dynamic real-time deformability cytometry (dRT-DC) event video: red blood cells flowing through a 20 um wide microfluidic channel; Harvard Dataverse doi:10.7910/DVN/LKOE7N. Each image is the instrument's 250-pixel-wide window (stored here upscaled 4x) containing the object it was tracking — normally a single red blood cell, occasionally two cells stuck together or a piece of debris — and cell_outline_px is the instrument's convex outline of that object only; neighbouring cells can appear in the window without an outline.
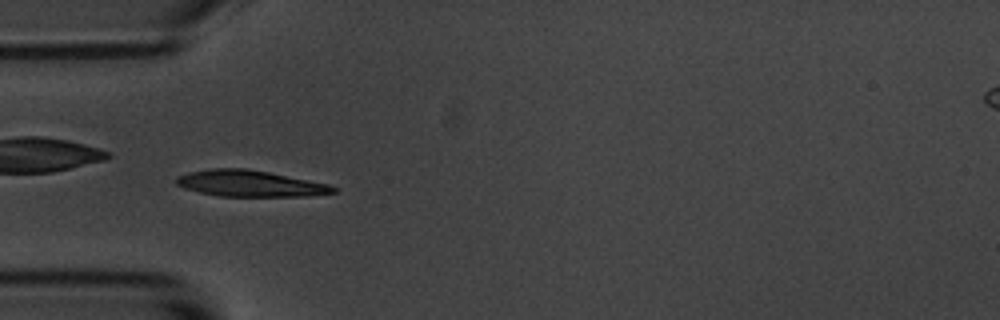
{"species": "common noctule bat (a hibernating species)", "species_latin": "Nyctalus noctula", "temperature_condition": "room temperature", "stored_images_in_passage": 57, "camera_frame_rate_fps": 3000, "um_per_image_px": 0.085, "animal": {"sex": "male", "body_mass_g": 20.1, "forearm_length_mm": 53.5}, "frame": {"image": 1, "passage_image": 17, "time_ms": 5.333, "image_size_px": [1000, 320], "cell_outline_px": [[336, 192], [308, 196], [220, 196], [200, 192], [184, 188], [176, 184], [176, 176], [188, 172], [212, 168], [248, 168], [328, 184], [336, 188]], "centroid_in_image_um": [21.21, 15.59], "position_along_channel_um": 63.8, "area_um2": 23.87}}
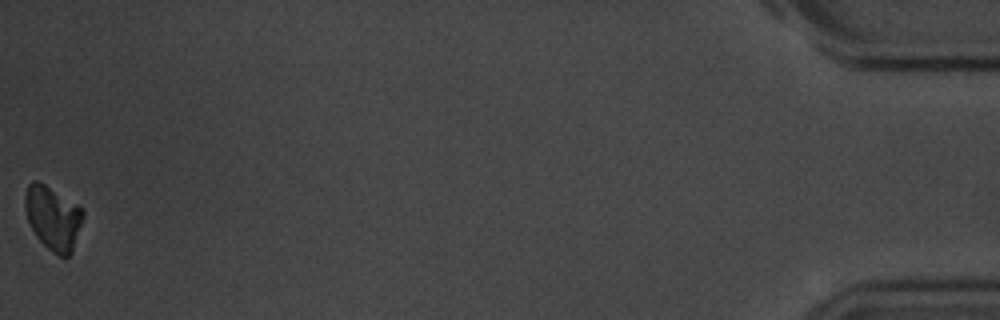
{"frame": {"image": 2, "passage_image": 57, "time_ms": 18.667, "image_size_px": [1000, 320], "cell_outline_px": [[84, 216], [72, 252], [64, 260], [52, 252], [36, 236], [28, 220], [24, 208], [24, 196], [28, 184], [32, 180], [36, 180], [44, 184], [76, 204], [84, 212]], "centroid_in_image_um": [4.49, 18.54], "position_along_channel_um": 430.7, "area_um2": 21.5}, "authors_computed_cell_mechanics": {"area_um2": 22.8888, "velocity_mm_per_s": 3.4875, "shape_relaxation_time_tau1_ms": 2.3534, "shape_relaxation_time_tau2_ms": null, "deformation_change_tau1": 0.1033, "deformation_change_tau2": null}}